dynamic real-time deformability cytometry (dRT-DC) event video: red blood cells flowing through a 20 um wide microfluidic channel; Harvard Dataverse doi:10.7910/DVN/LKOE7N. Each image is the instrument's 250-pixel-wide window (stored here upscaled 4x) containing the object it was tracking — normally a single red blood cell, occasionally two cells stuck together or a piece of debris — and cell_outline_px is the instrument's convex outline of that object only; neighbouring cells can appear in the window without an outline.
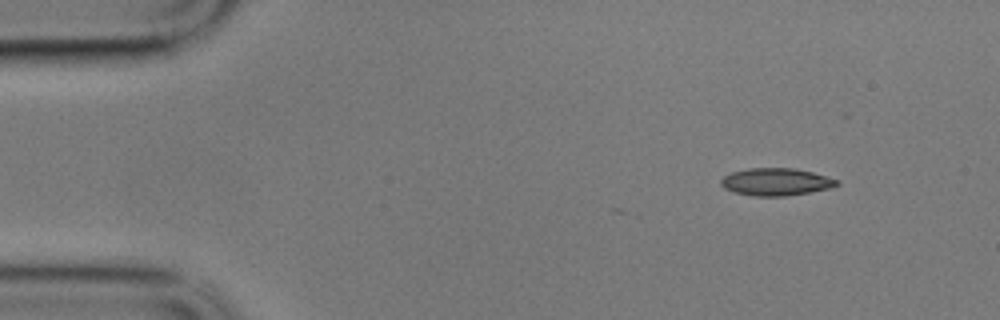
{"species": "common noctule bat (a hibernating species)", "species_latin": "Nyctalus noctula", "temperature_condition": "cold", "stored_images_in_passage": 45, "camera_frame_rate_fps": 3000, "um_per_image_px": 0.085, "animal": {"sex": "male", "body_mass_g": 17.9}, "frame": {"image": 1, "passage_image": 1, "time_ms": 0.0, "image_size_px": [1000, 320], "cell_outline_px": [[840, 184], [832, 188], [784, 196], [752, 196], [736, 192], [724, 188], [720, 184], [720, 180], [724, 176], [732, 172], [748, 168], [796, 168], [812, 172], [840, 180]], "centroid_in_image_um": [65.98, 15.45], "position_along_channel_um": 19.0, "area_um2": 18.55}}
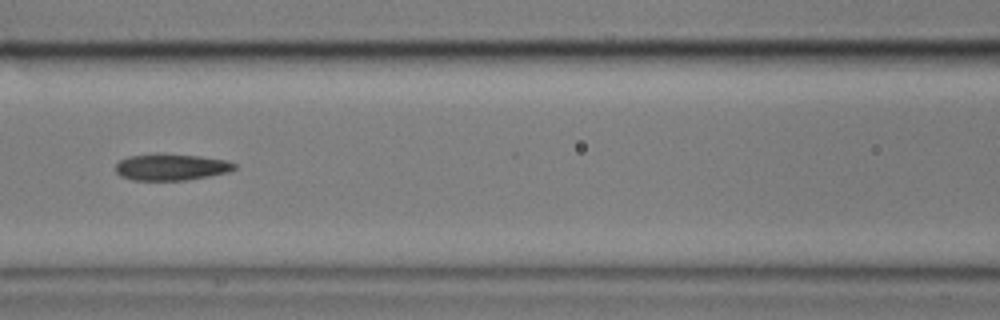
{"frame": {"image": 2, "passage_image": 20, "time_ms": 6.333, "image_size_px": [1000, 320], "cell_outline_px": [[236, 168], [228, 172], [208, 176], [184, 180], [132, 180], [120, 176], [116, 172], [116, 164], [120, 160], [128, 156], [156, 152], [160, 152], [200, 156], [228, 160], [236, 164]], "centroid_in_image_um": [14.53, 14.17], "position_along_channel_um": 152.1, "area_um2": 18.73}}
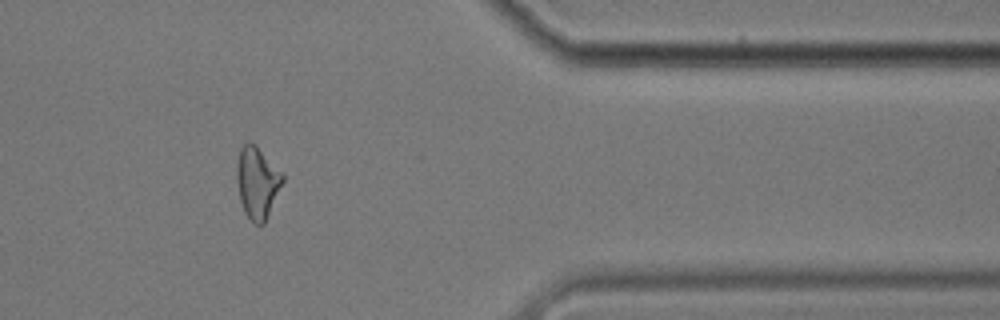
{"frame": {"image": 3, "passage_image": 43, "time_ms": 14.0, "image_size_px": [1000, 320], "cell_outline_px": [[284, 180], [264, 224], [256, 224], [244, 212], [240, 200], [236, 180], [236, 164], [240, 148], [248, 140], [256, 144], [284, 172]], "centroid_in_image_um": [21.87, 15.45], "position_along_channel_um": 389.5, "area_um2": 19.48}, "authors_computed_cell_mechanics": {"area_um2": 18.3226, "velocity_mm_per_s": 3.3753, "shape_relaxation_time_tau1_ms": null, "shape_relaxation_time_tau2_ms": 4.3555, "deformation_change_tau1": null, "deformation_change_tau2": 0.1348}}